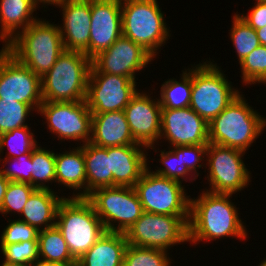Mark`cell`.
<instances>
[{
  "instance_id": "484cf974",
  "label": "cell",
  "mask_w": 266,
  "mask_h": 266,
  "mask_svg": "<svg viewBox=\"0 0 266 266\" xmlns=\"http://www.w3.org/2000/svg\"><path fill=\"white\" fill-rule=\"evenodd\" d=\"M80 147L83 149L86 167V196L97 188L113 187L108 147H99L90 142Z\"/></svg>"
},
{
  "instance_id": "ffe728a7",
  "label": "cell",
  "mask_w": 266,
  "mask_h": 266,
  "mask_svg": "<svg viewBox=\"0 0 266 266\" xmlns=\"http://www.w3.org/2000/svg\"><path fill=\"white\" fill-rule=\"evenodd\" d=\"M147 147L125 145L108 147L113 187H134L148 168ZM146 153V154H145Z\"/></svg>"
},
{
  "instance_id": "8992f818",
  "label": "cell",
  "mask_w": 266,
  "mask_h": 266,
  "mask_svg": "<svg viewBox=\"0 0 266 266\" xmlns=\"http://www.w3.org/2000/svg\"><path fill=\"white\" fill-rule=\"evenodd\" d=\"M121 15L122 35L155 58L171 37L158 1L121 0Z\"/></svg>"
},
{
  "instance_id": "e575fe53",
  "label": "cell",
  "mask_w": 266,
  "mask_h": 266,
  "mask_svg": "<svg viewBox=\"0 0 266 266\" xmlns=\"http://www.w3.org/2000/svg\"><path fill=\"white\" fill-rule=\"evenodd\" d=\"M172 261L167 251L128 244L123 266H171Z\"/></svg>"
},
{
  "instance_id": "f6af8a7d",
  "label": "cell",
  "mask_w": 266,
  "mask_h": 266,
  "mask_svg": "<svg viewBox=\"0 0 266 266\" xmlns=\"http://www.w3.org/2000/svg\"><path fill=\"white\" fill-rule=\"evenodd\" d=\"M33 266H69V265H51V264H40V263H38V264H35Z\"/></svg>"
},
{
  "instance_id": "e0dca14e",
  "label": "cell",
  "mask_w": 266,
  "mask_h": 266,
  "mask_svg": "<svg viewBox=\"0 0 266 266\" xmlns=\"http://www.w3.org/2000/svg\"><path fill=\"white\" fill-rule=\"evenodd\" d=\"M139 91L124 112L134 140L152 150L157 147L155 144L160 138L162 108L158 98L155 100L151 94Z\"/></svg>"
},
{
  "instance_id": "277c9868",
  "label": "cell",
  "mask_w": 266,
  "mask_h": 266,
  "mask_svg": "<svg viewBox=\"0 0 266 266\" xmlns=\"http://www.w3.org/2000/svg\"><path fill=\"white\" fill-rule=\"evenodd\" d=\"M92 60L83 52L64 50L41 77L43 102L86 100Z\"/></svg>"
},
{
  "instance_id": "2e32d148",
  "label": "cell",
  "mask_w": 266,
  "mask_h": 266,
  "mask_svg": "<svg viewBox=\"0 0 266 266\" xmlns=\"http://www.w3.org/2000/svg\"><path fill=\"white\" fill-rule=\"evenodd\" d=\"M153 59L140 45L122 35L108 49L95 56L92 65L100 73L136 80V73L144 70Z\"/></svg>"
},
{
  "instance_id": "8fae6325",
  "label": "cell",
  "mask_w": 266,
  "mask_h": 266,
  "mask_svg": "<svg viewBox=\"0 0 266 266\" xmlns=\"http://www.w3.org/2000/svg\"><path fill=\"white\" fill-rule=\"evenodd\" d=\"M246 152L231 147L209 143L206 151V166L211 193L236 194L248 187L251 173L243 159Z\"/></svg>"
},
{
  "instance_id": "cb8c5ba5",
  "label": "cell",
  "mask_w": 266,
  "mask_h": 266,
  "mask_svg": "<svg viewBox=\"0 0 266 266\" xmlns=\"http://www.w3.org/2000/svg\"><path fill=\"white\" fill-rule=\"evenodd\" d=\"M55 168L56 183L76 191L68 197H86V167L80 146L70 148V151L55 153Z\"/></svg>"
},
{
  "instance_id": "8d00e7d4",
  "label": "cell",
  "mask_w": 266,
  "mask_h": 266,
  "mask_svg": "<svg viewBox=\"0 0 266 266\" xmlns=\"http://www.w3.org/2000/svg\"><path fill=\"white\" fill-rule=\"evenodd\" d=\"M36 189L29 183L10 181L4 195V200L0 208V213L7 216V214L17 213L21 214L22 209L27 203L28 198Z\"/></svg>"
},
{
  "instance_id": "74e56055",
  "label": "cell",
  "mask_w": 266,
  "mask_h": 266,
  "mask_svg": "<svg viewBox=\"0 0 266 266\" xmlns=\"http://www.w3.org/2000/svg\"><path fill=\"white\" fill-rule=\"evenodd\" d=\"M0 235V250L8 244L20 243L25 241H38V230L19 219H9Z\"/></svg>"
},
{
  "instance_id": "836d02e7",
  "label": "cell",
  "mask_w": 266,
  "mask_h": 266,
  "mask_svg": "<svg viewBox=\"0 0 266 266\" xmlns=\"http://www.w3.org/2000/svg\"><path fill=\"white\" fill-rule=\"evenodd\" d=\"M32 111L29 104L0 98V134L28 126L26 120Z\"/></svg>"
},
{
  "instance_id": "603a6c76",
  "label": "cell",
  "mask_w": 266,
  "mask_h": 266,
  "mask_svg": "<svg viewBox=\"0 0 266 266\" xmlns=\"http://www.w3.org/2000/svg\"><path fill=\"white\" fill-rule=\"evenodd\" d=\"M57 191L36 189L28 198L22 209L19 220L35 227L38 231L51 228L56 224L57 211L64 196H58Z\"/></svg>"
},
{
  "instance_id": "9a60e30c",
  "label": "cell",
  "mask_w": 266,
  "mask_h": 266,
  "mask_svg": "<svg viewBox=\"0 0 266 266\" xmlns=\"http://www.w3.org/2000/svg\"><path fill=\"white\" fill-rule=\"evenodd\" d=\"M208 129L209 124L190 107L161 110L159 140H167L168 147L208 145Z\"/></svg>"
},
{
  "instance_id": "3957f363",
  "label": "cell",
  "mask_w": 266,
  "mask_h": 266,
  "mask_svg": "<svg viewBox=\"0 0 266 266\" xmlns=\"http://www.w3.org/2000/svg\"><path fill=\"white\" fill-rule=\"evenodd\" d=\"M265 129L266 118L254 110L241 93L209 123L208 141L245 152Z\"/></svg>"
},
{
  "instance_id": "6da1fadb",
  "label": "cell",
  "mask_w": 266,
  "mask_h": 266,
  "mask_svg": "<svg viewBox=\"0 0 266 266\" xmlns=\"http://www.w3.org/2000/svg\"><path fill=\"white\" fill-rule=\"evenodd\" d=\"M233 194L211 193L203 189L197 198H190L189 242H211L217 239L238 238L249 235L239 218V208L231 201Z\"/></svg>"
},
{
  "instance_id": "9c48e42d",
  "label": "cell",
  "mask_w": 266,
  "mask_h": 266,
  "mask_svg": "<svg viewBox=\"0 0 266 266\" xmlns=\"http://www.w3.org/2000/svg\"><path fill=\"white\" fill-rule=\"evenodd\" d=\"M190 216L159 215L143 212L125 233L129 245L167 251L189 242Z\"/></svg>"
},
{
  "instance_id": "7a4b0ae2",
  "label": "cell",
  "mask_w": 266,
  "mask_h": 266,
  "mask_svg": "<svg viewBox=\"0 0 266 266\" xmlns=\"http://www.w3.org/2000/svg\"><path fill=\"white\" fill-rule=\"evenodd\" d=\"M4 48L40 77L64 51L59 26L41 18L19 32Z\"/></svg>"
},
{
  "instance_id": "7bdbcfd3",
  "label": "cell",
  "mask_w": 266,
  "mask_h": 266,
  "mask_svg": "<svg viewBox=\"0 0 266 266\" xmlns=\"http://www.w3.org/2000/svg\"><path fill=\"white\" fill-rule=\"evenodd\" d=\"M255 31L258 36L260 45L266 46V26L260 29H256Z\"/></svg>"
},
{
  "instance_id": "4316f807",
  "label": "cell",
  "mask_w": 266,
  "mask_h": 266,
  "mask_svg": "<svg viewBox=\"0 0 266 266\" xmlns=\"http://www.w3.org/2000/svg\"><path fill=\"white\" fill-rule=\"evenodd\" d=\"M38 248L40 264L77 265L56 225L38 232Z\"/></svg>"
},
{
  "instance_id": "d6a6232c",
  "label": "cell",
  "mask_w": 266,
  "mask_h": 266,
  "mask_svg": "<svg viewBox=\"0 0 266 266\" xmlns=\"http://www.w3.org/2000/svg\"><path fill=\"white\" fill-rule=\"evenodd\" d=\"M0 252L4 257L0 266H33L39 263L38 241L8 244Z\"/></svg>"
},
{
  "instance_id": "52a82bcc",
  "label": "cell",
  "mask_w": 266,
  "mask_h": 266,
  "mask_svg": "<svg viewBox=\"0 0 266 266\" xmlns=\"http://www.w3.org/2000/svg\"><path fill=\"white\" fill-rule=\"evenodd\" d=\"M192 66L189 107L209 124L242 92L233 88L232 82L216 62L207 60Z\"/></svg>"
},
{
  "instance_id": "f1b7e54d",
  "label": "cell",
  "mask_w": 266,
  "mask_h": 266,
  "mask_svg": "<svg viewBox=\"0 0 266 266\" xmlns=\"http://www.w3.org/2000/svg\"><path fill=\"white\" fill-rule=\"evenodd\" d=\"M31 174L35 189L53 190L49 183H56L55 152L38 145L31 152Z\"/></svg>"
},
{
  "instance_id": "5bb4252c",
  "label": "cell",
  "mask_w": 266,
  "mask_h": 266,
  "mask_svg": "<svg viewBox=\"0 0 266 266\" xmlns=\"http://www.w3.org/2000/svg\"><path fill=\"white\" fill-rule=\"evenodd\" d=\"M136 83L129 77L100 73L92 65L86 95L89 110L92 114L124 111L138 92Z\"/></svg>"
},
{
  "instance_id": "bcb514c9",
  "label": "cell",
  "mask_w": 266,
  "mask_h": 266,
  "mask_svg": "<svg viewBox=\"0 0 266 266\" xmlns=\"http://www.w3.org/2000/svg\"><path fill=\"white\" fill-rule=\"evenodd\" d=\"M258 266H266V258H264V260L261 261Z\"/></svg>"
},
{
  "instance_id": "b9f144b4",
  "label": "cell",
  "mask_w": 266,
  "mask_h": 266,
  "mask_svg": "<svg viewBox=\"0 0 266 266\" xmlns=\"http://www.w3.org/2000/svg\"><path fill=\"white\" fill-rule=\"evenodd\" d=\"M9 182L10 181L7 178H5L2 172L0 171V208L2 206L4 195L6 193Z\"/></svg>"
},
{
  "instance_id": "d590c367",
  "label": "cell",
  "mask_w": 266,
  "mask_h": 266,
  "mask_svg": "<svg viewBox=\"0 0 266 266\" xmlns=\"http://www.w3.org/2000/svg\"><path fill=\"white\" fill-rule=\"evenodd\" d=\"M244 85H266V46L259 45L239 62Z\"/></svg>"
},
{
  "instance_id": "7c38bea8",
  "label": "cell",
  "mask_w": 266,
  "mask_h": 266,
  "mask_svg": "<svg viewBox=\"0 0 266 266\" xmlns=\"http://www.w3.org/2000/svg\"><path fill=\"white\" fill-rule=\"evenodd\" d=\"M44 116L47 129L56 134L58 140L90 142L92 113L86 100L76 102H42L38 112Z\"/></svg>"
},
{
  "instance_id": "ee69618b",
  "label": "cell",
  "mask_w": 266,
  "mask_h": 266,
  "mask_svg": "<svg viewBox=\"0 0 266 266\" xmlns=\"http://www.w3.org/2000/svg\"><path fill=\"white\" fill-rule=\"evenodd\" d=\"M36 4L39 6L40 4H43L41 7L46 8L47 5H58L60 4L63 0H34Z\"/></svg>"
},
{
  "instance_id": "83f0119b",
  "label": "cell",
  "mask_w": 266,
  "mask_h": 266,
  "mask_svg": "<svg viewBox=\"0 0 266 266\" xmlns=\"http://www.w3.org/2000/svg\"><path fill=\"white\" fill-rule=\"evenodd\" d=\"M181 81L172 78L160 87L159 103L162 109H179L190 106L192 89V69L181 71Z\"/></svg>"
},
{
  "instance_id": "ac0fdd59",
  "label": "cell",
  "mask_w": 266,
  "mask_h": 266,
  "mask_svg": "<svg viewBox=\"0 0 266 266\" xmlns=\"http://www.w3.org/2000/svg\"><path fill=\"white\" fill-rule=\"evenodd\" d=\"M89 59L108 49L122 36L121 0H90Z\"/></svg>"
},
{
  "instance_id": "ab89813d",
  "label": "cell",
  "mask_w": 266,
  "mask_h": 266,
  "mask_svg": "<svg viewBox=\"0 0 266 266\" xmlns=\"http://www.w3.org/2000/svg\"><path fill=\"white\" fill-rule=\"evenodd\" d=\"M208 145H186L182 146V161L188 170L197 178L199 176V168L206 165L202 161H206V151ZM205 159V160H204ZM202 162V164H200ZM198 169V170H197Z\"/></svg>"
},
{
  "instance_id": "44dd1931",
  "label": "cell",
  "mask_w": 266,
  "mask_h": 266,
  "mask_svg": "<svg viewBox=\"0 0 266 266\" xmlns=\"http://www.w3.org/2000/svg\"><path fill=\"white\" fill-rule=\"evenodd\" d=\"M90 143L107 148L125 145H142L131 135L124 111L92 114Z\"/></svg>"
},
{
  "instance_id": "d6986e66",
  "label": "cell",
  "mask_w": 266,
  "mask_h": 266,
  "mask_svg": "<svg viewBox=\"0 0 266 266\" xmlns=\"http://www.w3.org/2000/svg\"><path fill=\"white\" fill-rule=\"evenodd\" d=\"M55 7L62 9L63 23L58 26L64 50L80 51L89 58L90 0H63Z\"/></svg>"
},
{
  "instance_id": "4dcf8cb0",
  "label": "cell",
  "mask_w": 266,
  "mask_h": 266,
  "mask_svg": "<svg viewBox=\"0 0 266 266\" xmlns=\"http://www.w3.org/2000/svg\"><path fill=\"white\" fill-rule=\"evenodd\" d=\"M39 144L31 132L30 126H24L0 134V155L8 147V155L5 158H16L22 154L32 152ZM6 146V147H5Z\"/></svg>"
},
{
  "instance_id": "f35d334b",
  "label": "cell",
  "mask_w": 266,
  "mask_h": 266,
  "mask_svg": "<svg viewBox=\"0 0 266 266\" xmlns=\"http://www.w3.org/2000/svg\"><path fill=\"white\" fill-rule=\"evenodd\" d=\"M10 161L12 162L11 164L14 165L13 168L6 167L5 165ZM0 163L4 164L1 166L2 168H0V171L9 181L29 183L32 185L31 152L28 154H22L16 158H4V160L0 158ZM4 167L6 168L4 169Z\"/></svg>"
},
{
  "instance_id": "60d3db41",
  "label": "cell",
  "mask_w": 266,
  "mask_h": 266,
  "mask_svg": "<svg viewBox=\"0 0 266 266\" xmlns=\"http://www.w3.org/2000/svg\"><path fill=\"white\" fill-rule=\"evenodd\" d=\"M238 16L253 29H260L266 26V2L255 0L253 8L246 15Z\"/></svg>"
},
{
  "instance_id": "30bf717a",
  "label": "cell",
  "mask_w": 266,
  "mask_h": 266,
  "mask_svg": "<svg viewBox=\"0 0 266 266\" xmlns=\"http://www.w3.org/2000/svg\"><path fill=\"white\" fill-rule=\"evenodd\" d=\"M143 211L171 216H190V195L182 182L154 174L147 168L134 186Z\"/></svg>"
},
{
  "instance_id": "4fadbf2b",
  "label": "cell",
  "mask_w": 266,
  "mask_h": 266,
  "mask_svg": "<svg viewBox=\"0 0 266 266\" xmlns=\"http://www.w3.org/2000/svg\"><path fill=\"white\" fill-rule=\"evenodd\" d=\"M0 98L29 104L36 113L43 102L41 77L0 49Z\"/></svg>"
},
{
  "instance_id": "7402d4cb",
  "label": "cell",
  "mask_w": 266,
  "mask_h": 266,
  "mask_svg": "<svg viewBox=\"0 0 266 266\" xmlns=\"http://www.w3.org/2000/svg\"><path fill=\"white\" fill-rule=\"evenodd\" d=\"M39 7L34 0H0V41L3 47L39 19L33 16Z\"/></svg>"
},
{
  "instance_id": "ba28073f",
  "label": "cell",
  "mask_w": 266,
  "mask_h": 266,
  "mask_svg": "<svg viewBox=\"0 0 266 266\" xmlns=\"http://www.w3.org/2000/svg\"><path fill=\"white\" fill-rule=\"evenodd\" d=\"M85 198L92 204L106 232L126 233L144 212L134 187H101Z\"/></svg>"
},
{
  "instance_id": "f546056e",
  "label": "cell",
  "mask_w": 266,
  "mask_h": 266,
  "mask_svg": "<svg viewBox=\"0 0 266 266\" xmlns=\"http://www.w3.org/2000/svg\"><path fill=\"white\" fill-rule=\"evenodd\" d=\"M173 149H169V151L160 150V158L159 162L162 163V166L157 167L155 169L156 171H153L150 166L148 168L154 173L159 176L174 179L179 182L183 183L184 181H194L197 179L186 167V165L183 164L182 161V146H173L169 147ZM189 176V177H188ZM193 177V178H192Z\"/></svg>"
},
{
  "instance_id": "d4e9b609",
  "label": "cell",
  "mask_w": 266,
  "mask_h": 266,
  "mask_svg": "<svg viewBox=\"0 0 266 266\" xmlns=\"http://www.w3.org/2000/svg\"><path fill=\"white\" fill-rule=\"evenodd\" d=\"M127 246L125 233L106 232L77 261L76 266H123Z\"/></svg>"
},
{
  "instance_id": "1f68e13d",
  "label": "cell",
  "mask_w": 266,
  "mask_h": 266,
  "mask_svg": "<svg viewBox=\"0 0 266 266\" xmlns=\"http://www.w3.org/2000/svg\"><path fill=\"white\" fill-rule=\"evenodd\" d=\"M231 27L229 30L230 39L238 56L237 61L241 62L260 45V42L255 29L244 22L237 12L232 16Z\"/></svg>"
},
{
  "instance_id": "5b68a950",
  "label": "cell",
  "mask_w": 266,
  "mask_h": 266,
  "mask_svg": "<svg viewBox=\"0 0 266 266\" xmlns=\"http://www.w3.org/2000/svg\"><path fill=\"white\" fill-rule=\"evenodd\" d=\"M55 225L76 261L106 233L101 219L85 197H65L58 207Z\"/></svg>"
}]
</instances>
